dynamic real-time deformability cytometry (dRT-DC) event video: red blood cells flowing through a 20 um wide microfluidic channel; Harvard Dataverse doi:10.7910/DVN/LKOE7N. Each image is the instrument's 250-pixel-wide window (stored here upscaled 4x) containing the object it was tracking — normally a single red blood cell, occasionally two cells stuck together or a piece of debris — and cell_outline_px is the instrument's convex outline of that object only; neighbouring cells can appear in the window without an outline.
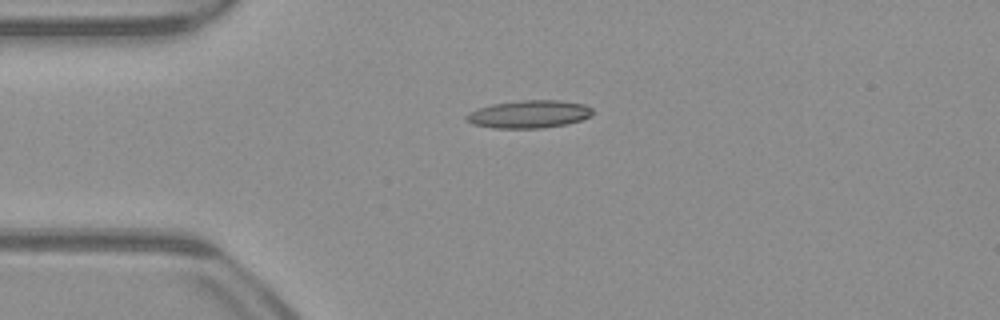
{"species": "common noctule bat (a hibernating species)", "species_latin": "Nyctalus noctula", "temperature_condition": "warm", "stored_images_in_passage": 41, "camera_frame_rate_fps": 3000, "um_per_image_px": 0.085, "animal": {"sex": "male", "body_mass_g": 23.1, "forearm_length_mm": 52.7}, "frame": {"image": 1, "passage_image": 1, "time_ms": 0.0, "image_size_px": [1000, 320], "cell_outline_px": [[592, 116], [580, 120], [564, 124], [540, 128], [492, 128], [472, 124], [464, 120], [464, 116], [468, 112], [492, 104], [520, 100], [560, 100], [584, 104], [592, 108]], "centroid_in_image_um": [44.93, 9.7], "position_along_channel_um": 40.1, "area_um2": 20.46}}
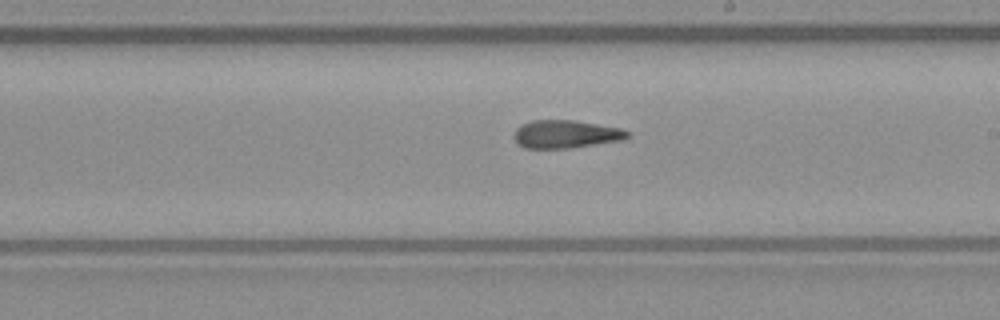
{"frame": {"image": 2, "passage_image": 18, "time_ms": 5.667, "image_size_px": [1000, 320], "cell_outline_px": [[628, 136], [624, 140], [572, 148], [524, 148], [512, 136], [516, 128], [520, 124], [532, 120], [576, 120], [620, 128], [628, 132]], "centroid_in_image_um": [48.07, 11.4], "position_along_channel_um": 240.9, "area_um2": 18.61}}
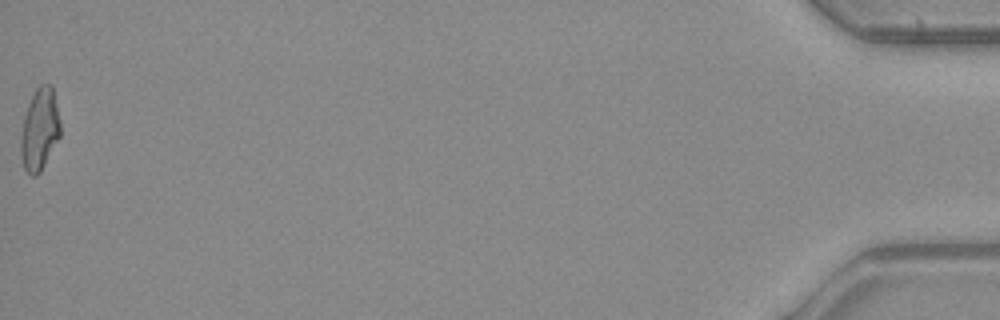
{"frame": {"image": 3, "passage_image": 41, "time_ms": 13.333, "image_size_px": [1000, 320], "cell_outline_px": [[60, 136], [40, 172], [36, 176], [32, 176], [24, 168], [20, 156], [20, 140], [24, 116], [28, 104], [36, 88], [40, 84], [52, 84], [60, 120]], "centroid_in_image_um": [3.36, 11.0], "position_along_channel_um": 431.8, "area_um2": 18.9}, "authors_computed_cell_mechanics": {"area_um2": 18.785, "velocity_mm_per_s": 3.9526, "shape_relaxation_time_tau1_ms": null, "shape_relaxation_time_tau2_ms": 4.4159, "deformation_change_tau1": null, "deformation_change_tau2": 0.1475}}